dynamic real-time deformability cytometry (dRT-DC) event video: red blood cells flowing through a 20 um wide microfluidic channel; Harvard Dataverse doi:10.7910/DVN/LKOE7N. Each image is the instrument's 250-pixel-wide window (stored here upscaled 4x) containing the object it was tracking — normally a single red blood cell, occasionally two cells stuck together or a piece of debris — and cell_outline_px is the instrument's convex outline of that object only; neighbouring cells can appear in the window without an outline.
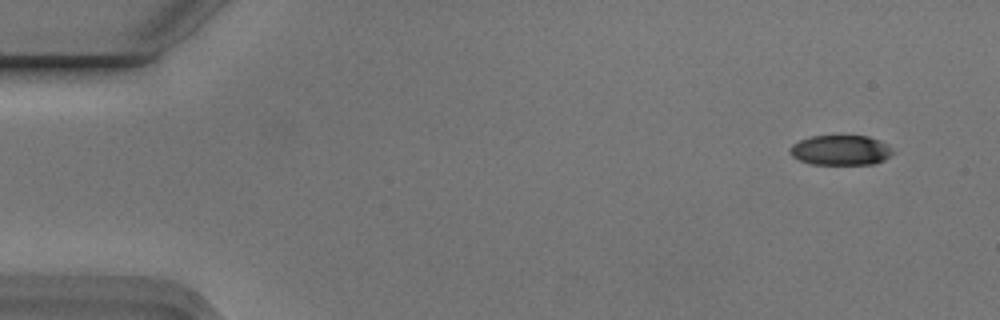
{"species": "Egyptian fruit bat (a non-hibernating species)", "species_latin": "Rousettus aegyptiacus", "temperature_condition": "cold", "stored_images_in_passage": 5, "camera_frame_rate_fps": 3000, "um_per_image_px": 0.085, "animal": {"sex": "male"}, "frame": {"image": 1, "passage_image": 1, "time_ms": 0.0, "image_size_px": [1000, 320], "cell_outline_px": [[892, 152], [884, 160], [872, 164], [812, 164], [800, 160], [792, 156], [788, 152], [788, 148], [792, 144], [800, 140], [812, 136], [868, 136], [880, 140]], "centroid_in_image_um": [71.38, 12.76], "position_along_channel_um": 13.6, "area_um2": 17.74}}
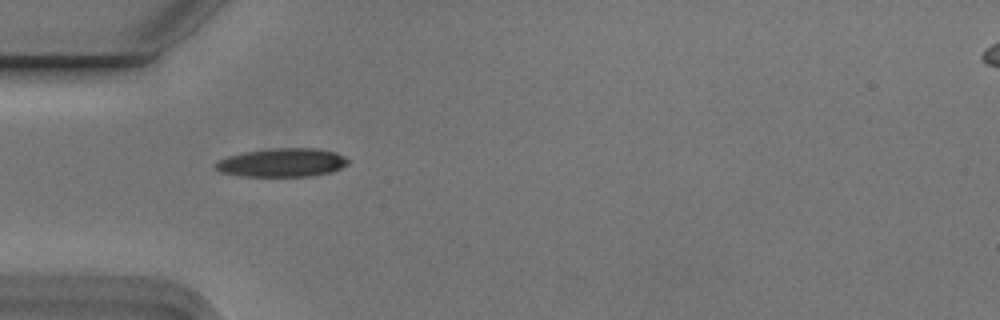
{"frame": {"image": 2, "passage_image": 4, "time_ms": 1.0, "image_size_px": [1000, 320], "cell_outline_px": [[348, 164], [332, 172], [312, 176], [240, 176], [220, 172], [212, 168], [212, 164], [216, 160], [228, 156], [244, 152], [272, 148], [316, 148], [336, 152], [344, 156], [348, 160]], "centroid_in_image_um": [23.93, 13.82], "position_along_channel_um": 61.1, "area_um2": 22.37}}
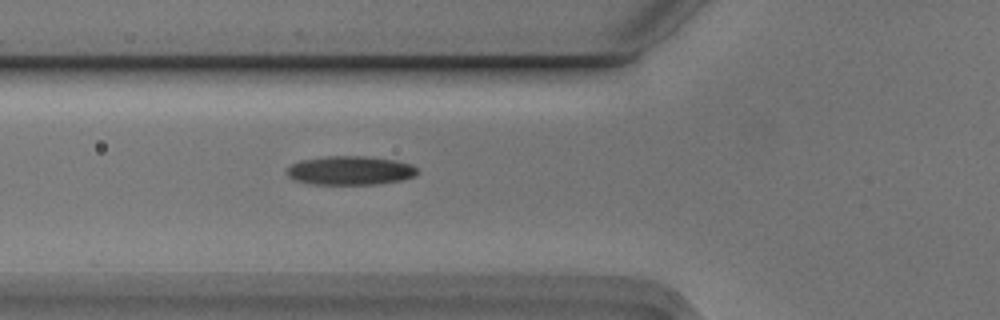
{"frame": {"image": 3, "passage_image": 5, "time_ms": 1.333, "image_size_px": [1000, 320], "cell_outline_px": [[420, 172], [416, 176], [400, 180], [376, 184], [308, 184], [296, 180], [288, 176], [284, 172], [292, 164], [300, 160], [328, 156], [364, 156], [396, 160], [412, 164]], "centroid_in_image_um": [29.77, 14.49], "position_along_channel_um": 96.0, "area_um2": 22.08}}